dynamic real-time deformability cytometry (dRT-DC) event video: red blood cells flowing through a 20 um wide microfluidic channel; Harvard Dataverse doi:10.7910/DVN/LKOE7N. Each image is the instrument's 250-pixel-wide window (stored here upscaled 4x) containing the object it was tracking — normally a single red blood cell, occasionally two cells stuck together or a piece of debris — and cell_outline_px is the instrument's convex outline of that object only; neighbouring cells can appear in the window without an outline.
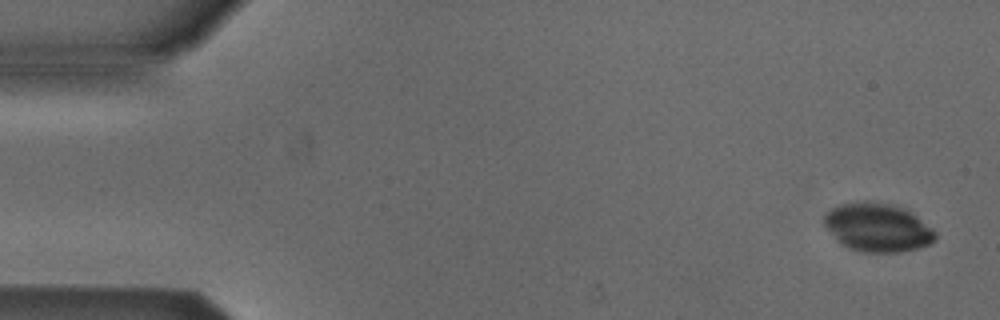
{"species": "Egyptian fruit bat (a non-hibernating species)", "species_latin": "Rousettus aegyptiacus", "temperature_condition": "cold", "stored_images_in_passage": 6, "segment_of_instrument_passage": [2, 2], "camera_frame_rate_fps": 3000, "um_per_image_px": 0.085, "animal": {"sex": "male"}, "frame": {"image": 1, "passage_image": 6, "time_ms": 6.0, "image_size_px": [1000, 320], "cell_outline_px": [[936, 240], [920, 248], [900, 252], [864, 252], [848, 248], [840, 244], [836, 240], [824, 224], [824, 216], [832, 208], [840, 204], [864, 200], [868, 200], [896, 204], [904, 208], [916, 216], [932, 228], [936, 232]], "centroid_in_image_um": [74.6, 19.32], "position_along_channel_um": 10.4, "area_um2": 31.67}}